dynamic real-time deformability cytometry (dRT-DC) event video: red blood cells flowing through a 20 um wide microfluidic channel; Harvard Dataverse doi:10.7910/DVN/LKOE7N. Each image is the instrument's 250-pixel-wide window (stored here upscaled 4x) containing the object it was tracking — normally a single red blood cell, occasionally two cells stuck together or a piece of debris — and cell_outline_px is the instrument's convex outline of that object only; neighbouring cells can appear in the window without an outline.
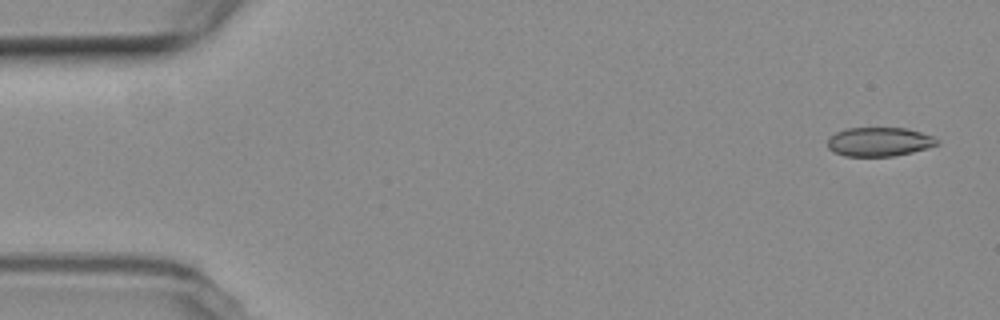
{"species": "common noctule bat (a hibernating species)", "species_latin": "Nyctalus noctula", "temperature_condition": "room temperature", "stored_images_in_passage": 5, "camera_frame_rate_fps": 3000, "um_per_image_px": 0.085, "animal": {"sex": "female", "body_mass_g": 19.3, "forearm_length_mm": 54.1}, "frame": {"image": 1, "passage_image": 1, "time_ms": 0.0, "image_size_px": [1000, 320], "cell_outline_px": [[940, 144], [928, 148], [912, 152], [892, 156], [844, 156], [832, 152], [828, 148], [828, 140], [836, 132], [848, 128], [908, 128], [936, 136], [940, 140]], "centroid_in_image_um": [74.8, 12.05], "position_along_channel_um": 10.2, "area_um2": 18.73}}
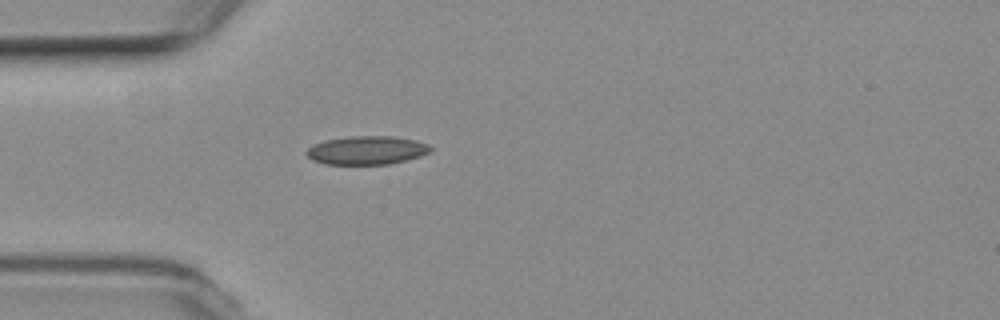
{"frame": {"image": 2, "passage_image": 5, "time_ms": 4.667, "image_size_px": [1000, 320], "cell_outline_px": [[432, 148], [428, 152], [420, 156], [388, 164], [324, 164], [312, 160], [304, 152], [312, 144], [324, 140], [352, 136], [392, 136], [416, 140], [428, 144]], "centroid_in_image_um": [31.13, 12.77], "position_along_channel_um": 53.9, "area_um2": 20.58}}